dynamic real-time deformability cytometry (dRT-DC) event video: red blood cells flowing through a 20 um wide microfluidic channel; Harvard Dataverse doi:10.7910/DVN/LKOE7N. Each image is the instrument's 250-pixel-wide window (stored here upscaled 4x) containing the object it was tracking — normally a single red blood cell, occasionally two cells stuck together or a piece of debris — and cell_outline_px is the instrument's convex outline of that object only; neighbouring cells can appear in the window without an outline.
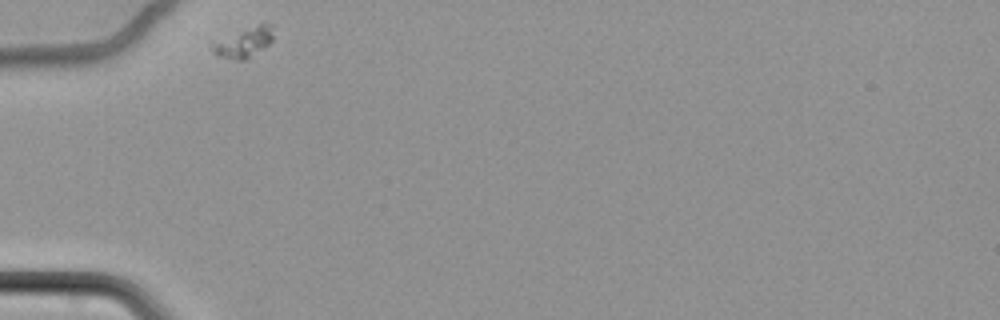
{"species": "common noctule bat (a hibernating species)", "species_latin": "Nyctalus noctula", "temperature_condition": "cold", "stored_images_in_passage": 36, "camera_frame_rate_fps": 3000, "um_per_image_px": 0.085, "animal": {"sex": "female", "body_mass_g": 22.7, "forearm_length_mm": 54.2}, "frame": {"image": 1, "passage_image": 1, "time_ms": 0.0, "image_size_px": [1000, 320], "cell_outline_px": [[276, 24], [272, 40], [268, 44], [244, 60], [240, 60], [220, 56], [212, 52], [208, 44], [260, 24]], "centroid_in_image_um": [20.75, 3.6], "position_along_channel_um": 64.2, "area_um2": 10.23}}
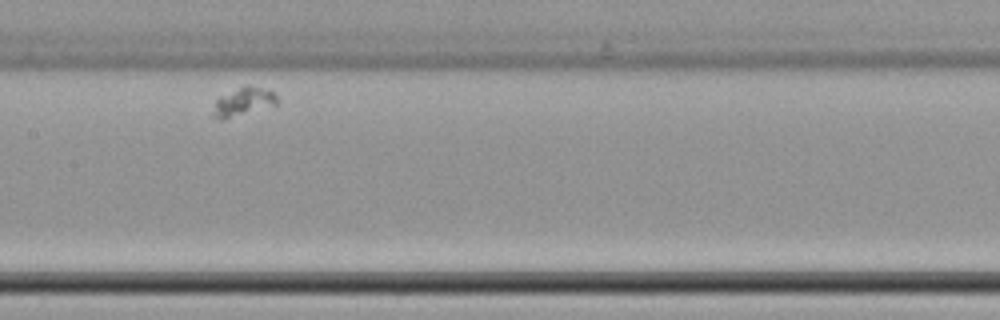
{"frame": {"image": 2, "passage_image": 15, "time_ms": 4.667, "image_size_px": [1000, 320], "cell_outline_px": [[276, 104], [220, 120], [212, 116], [216, 100], [220, 96], [244, 84], [248, 84], [272, 92], [276, 96]], "centroid_in_image_um": [20.62, 8.62], "position_along_channel_um": 186.8, "area_um2": 10.17}}
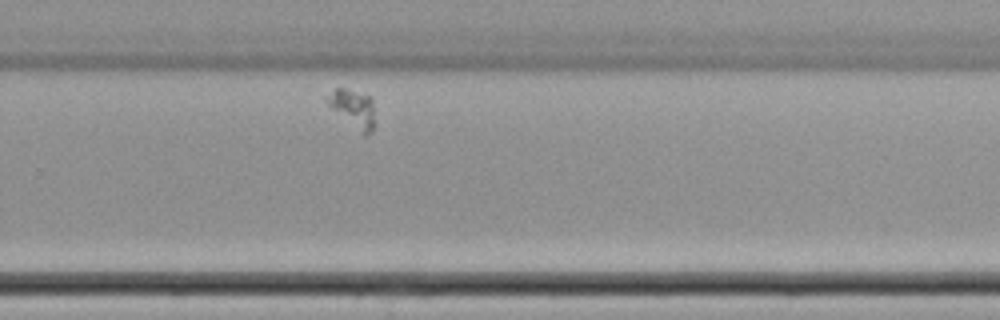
{"frame": {"image": 3, "passage_image": 27, "time_ms": 8.667, "image_size_px": [1000, 320], "cell_outline_px": [[372, 132], [368, 136], [364, 136], [332, 108], [324, 100], [324, 96], [336, 88], [344, 88], [368, 96], [372, 100]], "centroid_in_image_um": [29.96, 9.22], "position_along_channel_um": 299.8, "area_um2": 10.17}}